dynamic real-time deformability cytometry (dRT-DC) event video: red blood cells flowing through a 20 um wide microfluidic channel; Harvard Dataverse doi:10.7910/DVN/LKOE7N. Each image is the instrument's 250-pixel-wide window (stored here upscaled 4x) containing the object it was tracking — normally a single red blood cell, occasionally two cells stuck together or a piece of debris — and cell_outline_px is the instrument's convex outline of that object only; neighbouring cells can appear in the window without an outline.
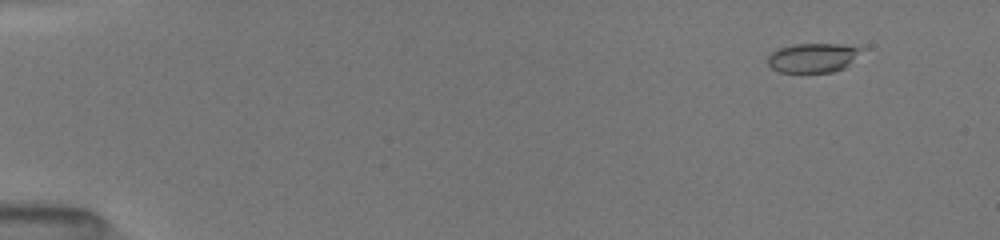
{"species": "common noctule bat (a hibernating species)", "species_latin": "Nyctalus noctula", "temperature_condition": "room temperature", "stored_images_in_passage": 52, "camera_frame_rate_fps": 3000, "um_per_image_px": 0.085, "animal": {"sex": "female", "body_mass_g": 19.5, "forearm_length_mm": 54.1}, "frame": {"image": 1, "passage_image": 5, "time_ms": 1.333, "image_size_px": [1000, 240], "cell_outline_px": [[868, 48], [844, 68], [832, 72], [780, 72], [772, 68], [768, 64], [768, 56], [776, 48], [792, 44], [840, 44]], "centroid_in_image_um": [69.13, 4.89], "position_along_channel_um": 15.9, "area_um2": 16.24}}
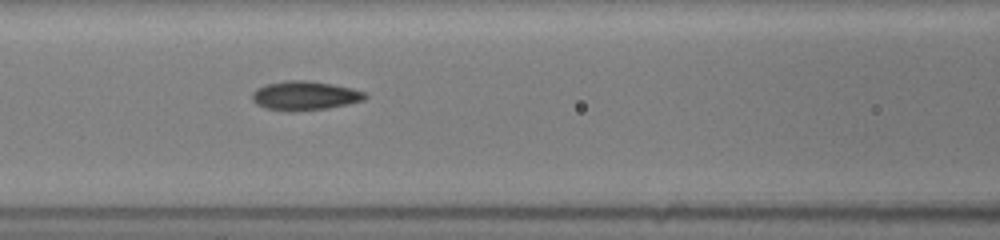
{"frame": {"image": 2, "passage_image": 24, "time_ms": 7.667, "image_size_px": [1000, 240], "cell_outline_px": [[368, 96], [364, 100], [348, 104], [328, 108], [292, 112], [288, 112], [264, 108], [256, 104], [252, 100], [252, 92], [256, 88], [268, 84], [288, 80], [308, 80], [332, 84], [352, 88], [364, 92]], "centroid_in_image_um": [25.89, 8.14], "position_along_channel_um": 140.7, "area_um2": 19.31}}
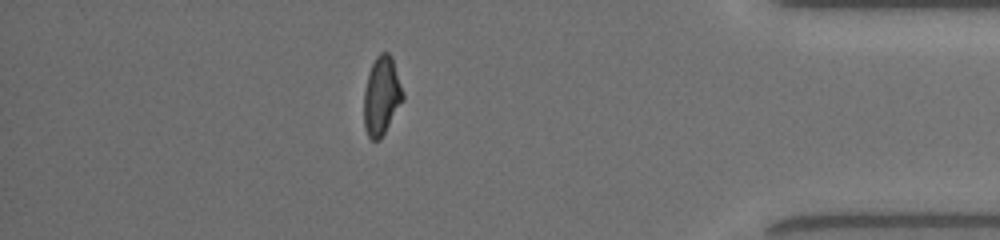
{"frame": {"image": 3, "passage_image": 46, "time_ms": 15.0, "image_size_px": [1000, 240], "cell_outline_px": [[404, 100], [380, 140], [372, 140], [368, 136], [364, 128], [364, 92], [368, 72], [376, 56], [380, 52], [388, 52], [392, 56], [404, 92]], "centroid_in_image_um": [32.44, 8.14], "position_along_channel_um": 402.8, "area_um2": 18.09}, "authors_computed_cell_mechanics": {"area_um2": 17.8891, "velocity_mm_per_s": 4.0253, "shape_relaxation_time_tau1_ms": 4.3047, "shape_relaxation_time_tau2_ms": 1.7611, "deformation_change_tau1": 0.1368, "deformation_change_tau2": 0.077}}